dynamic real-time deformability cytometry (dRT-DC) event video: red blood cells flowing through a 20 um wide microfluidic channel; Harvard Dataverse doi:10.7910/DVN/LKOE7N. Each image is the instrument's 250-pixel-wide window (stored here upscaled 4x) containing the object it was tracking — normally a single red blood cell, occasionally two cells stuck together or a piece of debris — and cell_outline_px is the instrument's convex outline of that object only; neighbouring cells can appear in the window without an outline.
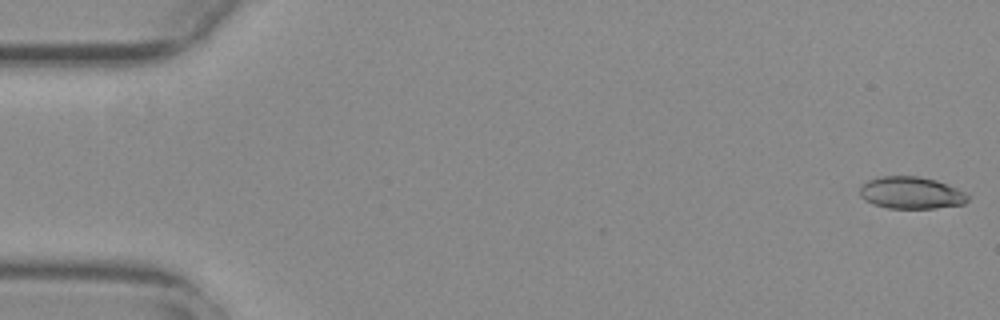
{"species": "common noctule bat (a hibernating species)", "species_latin": "Nyctalus noctula", "temperature_condition": "warm", "stored_images_in_passage": 55, "camera_frame_rate_fps": 3000, "um_per_image_px": 0.085, "animal": {"sex": "female", "body_mass_g": 29.2, "forearm_length_mm": 56.3}, "frame": {"image": 1, "passage_image": 1, "time_ms": 0.0, "image_size_px": [1000, 320], "cell_outline_px": [[968, 200], [964, 204], [936, 208], [888, 208], [872, 204], [864, 200], [860, 196], [860, 188], [868, 180], [884, 176], [916, 176], [936, 180], [956, 188], [964, 192], [968, 196]], "centroid_in_image_um": [77.43, 16.4], "position_along_channel_um": 7.6, "area_um2": 20.06}}
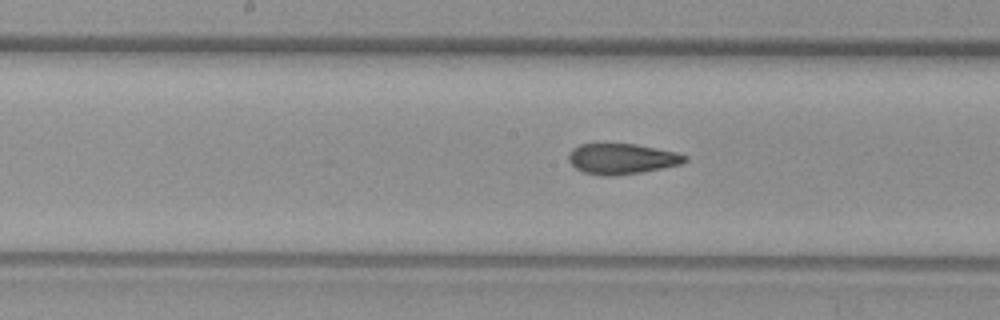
{"frame": {"image": 2, "passage_image": 28, "time_ms": 9.0, "image_size_px": [1000, 320], "cell_outline_px": [[688, 160], [680, 164], [640, 172], [612, 176], [600, 176], [584, 172], [576, 168], [568, 160], [568, 156], [572, 148], [580, 144], [636, 144], [676, 152], [688, 156]], "centroid_in_image_um": [52.84, 13.49], "position_along_channel_um": 195.4, "area_um2": 20.58}}
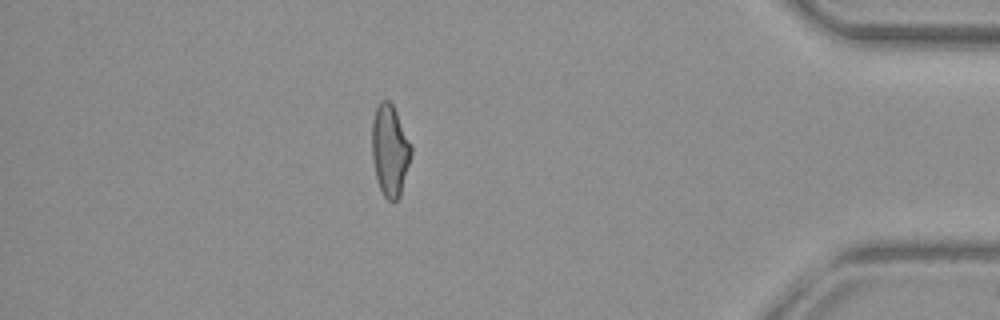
{"frame": {"image": 3, "passage_image": 48, "time_ms": 15.667, "image_size_px": [1000, 320], "cell_outline_px": [[412, 152], [400, 196], [396, 200], [388, 200], [384, 196], [380, 188], [376, 176], [372, 156], [372, 120], [376, 108], [380, 100], [388, 100], [392, 104], [396, 112], [412, 148]], "centroid_in_image_um": [33.13, 12.77], "position_along_channel_um": 402.1, "area_um2": 20.52}, "authors_computed_cell_mechanics": {"area_um2": 20.9236, "velocity_mm_per_s": 3.7754, "shape_relaxation_time_tau1_ms": null, "shape_relaxation_time_tau2_ms": 1.7172, "deformation_change_tau1": null, "deformation_change_tau2": 0.0867}}